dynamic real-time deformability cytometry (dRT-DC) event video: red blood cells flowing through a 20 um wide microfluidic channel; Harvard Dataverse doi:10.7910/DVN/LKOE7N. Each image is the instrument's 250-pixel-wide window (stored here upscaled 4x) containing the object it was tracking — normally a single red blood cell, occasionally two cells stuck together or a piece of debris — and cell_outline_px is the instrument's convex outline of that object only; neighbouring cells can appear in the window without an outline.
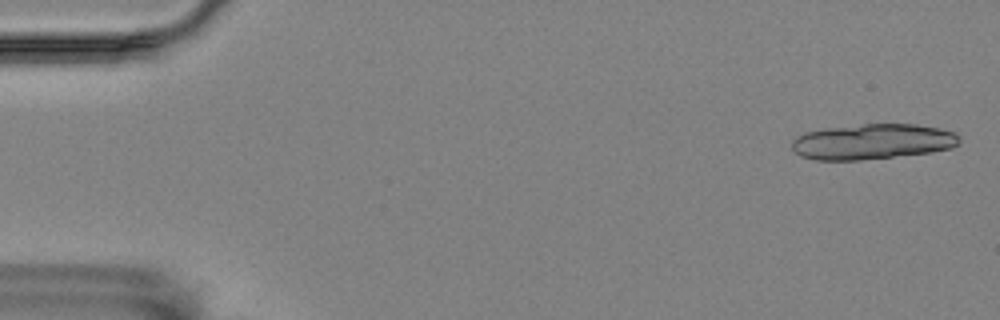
{"species": "Egyptian fruit bat (a non-hibernating species)", "species_latin": "Rousettus aegyptiacus", "temperature_condition": "room temperature", "stored_images_in_passage": 7, "camera_frame_rate_fps": 3000, "um_per_image_px": 0.085, "animal": {"sex": "female"}, "frame": {"image": 1, "passage_image": 1, "time_ms": 0.0, "image_size_px": [1000, 320], "cell_outline_px": [[960, 136], [956, 144], [952, 148], [932, 152], [860, 160], [816, 160], [800, 156], [792, 148], [792, 140], [796, 136], [804, 132], [824, 128], [864, 124], [916, 124], [940, 128], [956, 132]], "centroid_in_image_um": [74.15, 12.03], "position_along_channel_um": 10.9, "area_um2": 34.74}}